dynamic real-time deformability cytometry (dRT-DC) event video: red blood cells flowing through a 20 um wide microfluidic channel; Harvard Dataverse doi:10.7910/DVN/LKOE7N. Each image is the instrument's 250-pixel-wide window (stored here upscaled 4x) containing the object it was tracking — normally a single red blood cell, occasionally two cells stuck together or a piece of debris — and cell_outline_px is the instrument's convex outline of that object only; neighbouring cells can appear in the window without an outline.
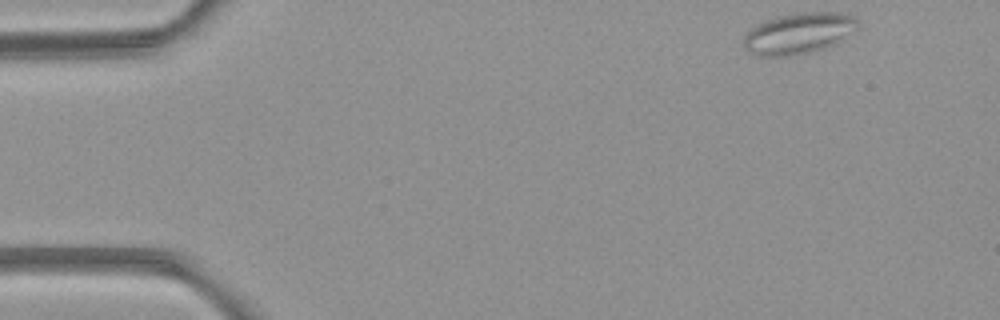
{"species": "common noctule bat (a hibernating species)", "species_latin": "Nyctalus noctula", "temperature_condition": "room temperature", "stored_images_in_passage": 7, "camera_frame_rate_fps": 3000, "um_per_image_px": 0.085, "animal": {"sex": "female", "body_mass_g": 21.9}, "frame": {"image": 1, "passage_image": 1, "time_ms": 0.0, "image_size_px": [1000, 320], "cell_outline_px": [[860, 24], [856, 28], [836, 44], [812, 52], [792, 56], [756, 56], [748, 52], [744, 48], [744, 36], [756, 24], [776, 16], [800, 12], [848, 12], [856, 16], [860, 20]], "centroid_in_image_um": [67.92, 2.82], "position_along_channel_um": 17.1, "area_um2": 27.8}}
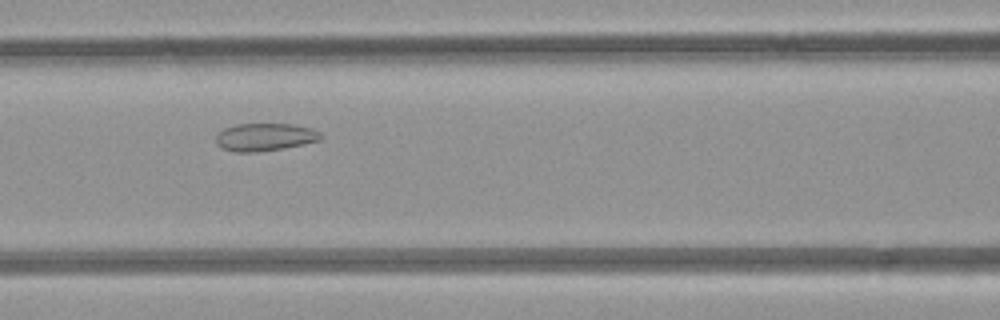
{"frame": {"image": 2, "passage_image": 6, "time_ms": 5.667, "image_size_px": [1000, 320], "cell_outline_px": [[324, 136], [320, 140], [304, 144], [284, 148], [256, 152], [232, 152], [216, 144], [216, 136], [224, 128], [236, 124], [292, 124], [312, 128], [320, 132]], "centroid_in_image_um": [22.54, 11.65], "position_along_channel_um": 144.1, "area_um2": 16.99}}
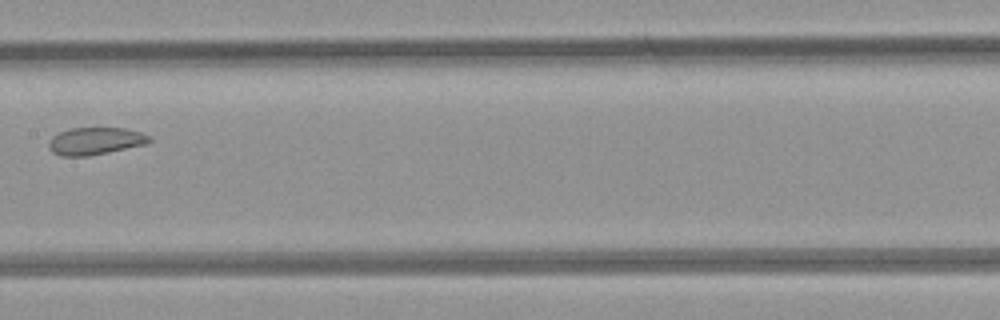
{"frame": {"image": 3, "passage_image": 7, "time_ms": 7.0, "image_size_px": [1000, 320], "cell_outline_px": [[152, 140], [148, 144], [88, 156], [60, 156], [52, 152], [48, 148], [48, 144], [52, 136], [68, 128], [124, 128], [140, 132], [152, 136]], "centroid_in_image_um": [8.11, 11.99], "position_along_channel_um": 199.3, "area_um2": 16.18}}